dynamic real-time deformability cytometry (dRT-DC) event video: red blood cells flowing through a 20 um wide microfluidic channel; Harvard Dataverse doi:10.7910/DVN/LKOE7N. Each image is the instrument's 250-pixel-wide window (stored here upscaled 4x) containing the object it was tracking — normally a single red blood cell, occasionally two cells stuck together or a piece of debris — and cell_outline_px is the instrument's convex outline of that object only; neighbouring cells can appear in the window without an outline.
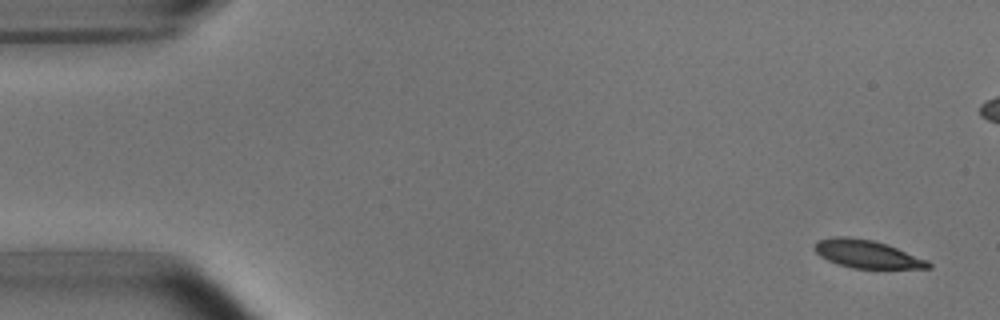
{"species": "common noctule bat (a hibernating species)", "species_latin": "Nyctalus noctula", "temperature_condition": "room temperature", "stored_images_in_passage": 5, "camera_frame_rate_fps": 3000, "um_per_image_px": 0.085, "animal": {"sex": "male", "body_mass_g": 15.6}, "frame": {"image": 1, "passage_image": 1, "time_ms": 0.0, "image_size_px": [1000, 320], "cell_outline_px": [[932, 268], [852, 268], [836, 264], [820, 256], [812, 248], [820, 240], [832, 236], [848, 236], [872, 240], [888, 244], [928, 260], [932, 264]], "centroid_in_image_um": [73.69, 21.59], "position_along_channel_um": 11.3, "area_um2": 18.61}}